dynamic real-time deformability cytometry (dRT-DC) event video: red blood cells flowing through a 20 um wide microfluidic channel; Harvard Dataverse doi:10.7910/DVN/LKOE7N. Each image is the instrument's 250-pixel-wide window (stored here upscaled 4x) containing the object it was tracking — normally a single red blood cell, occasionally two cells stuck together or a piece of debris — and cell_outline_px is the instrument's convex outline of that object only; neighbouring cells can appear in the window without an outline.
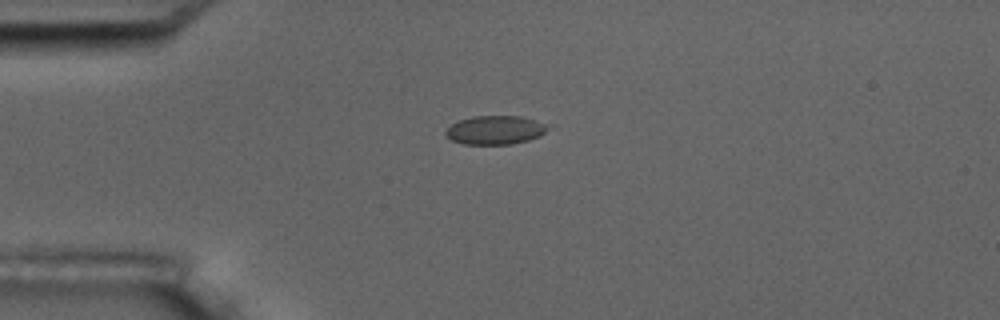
{"species": "common noctule bat (a hibernating species)", "species_latin": "Nyctalus noctula", "temperature_condition": "room temperature", "stored_images_in_passage": 5, "camera_frame_rate_fps": 3000, "um_per_image_px": 0.085, "animal": {"sex": "male", "body_mass_g": 17.5, "forearm_length_mm": 52.3}, "frame": {"image": 1, "passage_image": 2, "time_ms": 1.333, "image_size_px": [1000, 320], "cell_outline_px": [[556, 124], [540, 136], [528, 140], [512, 144], [464, 144], [452, 140], [444, 132], [452, 124], [460, 120], [476, 116], [520, 116]], "centroid_in_image_um": [42.22, 11.04], "position_along_channel_um": 42.8, "area_um2": 17.34}}